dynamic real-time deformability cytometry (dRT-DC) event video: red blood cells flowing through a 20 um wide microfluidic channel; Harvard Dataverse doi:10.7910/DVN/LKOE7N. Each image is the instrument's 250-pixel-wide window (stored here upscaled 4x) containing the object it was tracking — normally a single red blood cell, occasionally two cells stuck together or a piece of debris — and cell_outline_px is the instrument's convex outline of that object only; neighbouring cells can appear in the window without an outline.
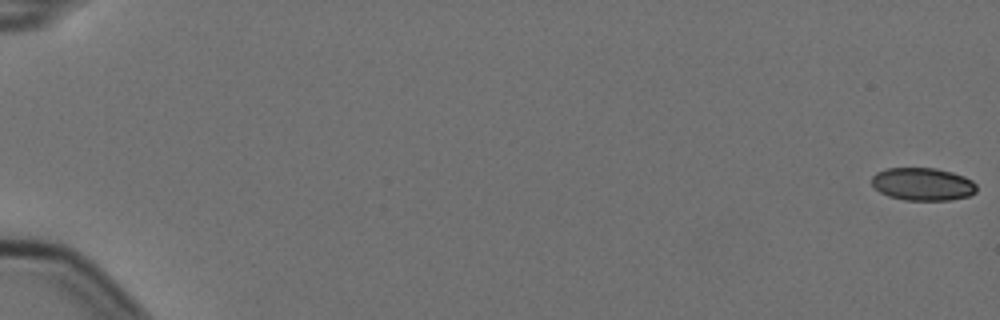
{"species": "Egyptian fruit bat (a non-hibernating species)", "species_latin": "Rousettus aegyptiacus", "temperature_condition": "cold", "stored_images_in_passage": 7, "camera_frame_rate_fps": 3000, "um_per_image_px": 0.085, "animal": {"sex": "female"}, "frame": {"image": 1, "passage_image": 1, "time_ms": 0.0, "image_size_px": [1000, 320], "cell_outline_px": [[976, 192], [968, 196], [948, 200], [904, 200], [888, 196], [880, 192], [872, 184], [872, 176], [876, 172], [888, 168], [936, 168], [952, 172], [964, 176], [972, 180], [976, 184]], "centroid_in_image_um": [78.43, 15.65], "position_along_channel_um": 6.6, "area_um2": 20.06}}
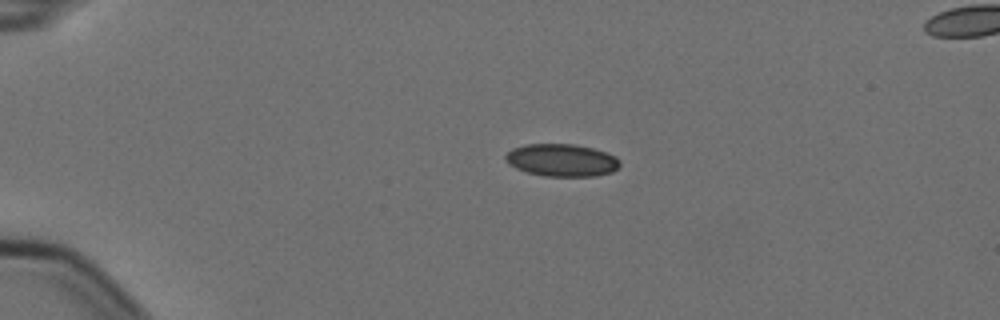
{"frame": {"image": 2, "passage_image": 5, "time_ms": 1.333, "image_size_px": [1000, 320], "cell_outline_px": [[620, 164], [612, 172], [596, 176], [544, 176], [528, 172], [516, 168], [508, 164], [504, 160], [504, 156], [512, 148], [524, 144], [576, 144], [608, 152], [616, 156], [620, 160]], "centroid_in_image_um": [47.74, 13.61], "position_along_channel_um": 37.3, "area_um2": 21.85}}